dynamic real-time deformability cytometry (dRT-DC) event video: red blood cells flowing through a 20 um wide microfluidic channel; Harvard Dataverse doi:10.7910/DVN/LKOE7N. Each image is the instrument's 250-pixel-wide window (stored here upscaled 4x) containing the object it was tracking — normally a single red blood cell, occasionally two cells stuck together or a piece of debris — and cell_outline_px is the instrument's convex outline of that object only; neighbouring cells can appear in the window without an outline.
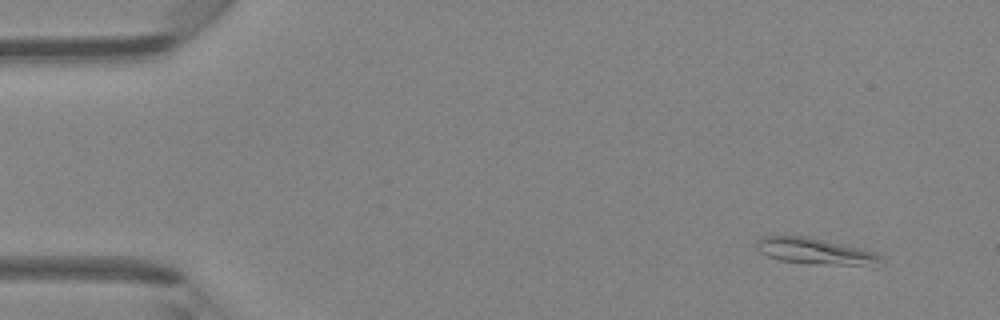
{"species": "Egyptian fruit bat (a non-hibernating species)", "species_latin": "Rousettus aegyptiacus", "temperature_condition": "room temperature", "stored_images_in_passage": 4, "camera_frame_rate_fps": 3000, "um_per_image_px": 0.085, "animal": {"sex": "female"}, "frame": {"image": 1, "passage_image": 1, "time_ms": 0.0, "image_size_px": [1000, 320], "cell_outline_px": [[884, 264], [876, 268], [804, 264], [780, 260], [768, 256], [760, 252], [756, 248], [756, 240], [760, 236], [808, 236], [860, 248], [876, 252], [880, 256]], "centroid_in_image_um": [69.42, 21.41], "position_along_channel_um": 15.6, "area_um2": 20.06}}
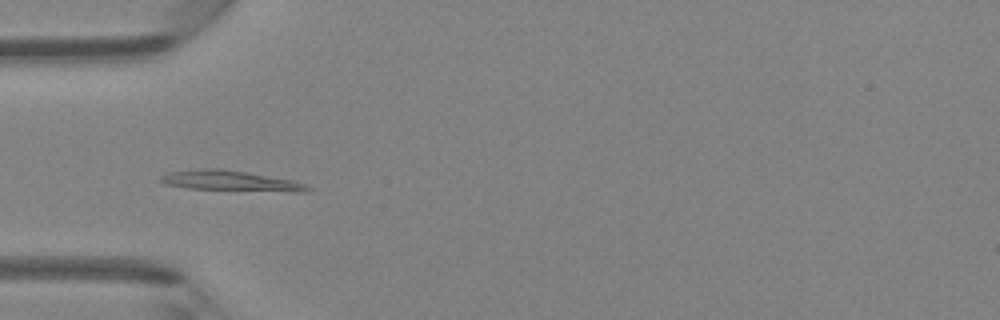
{"frame": {"image": 2, "passage_image": 4, "time_ms": 1.0, "image_size_px": [1000, 320], "cell_outline_px": [[312, 188], [308, 192], [292, 192], [188, 188], [164, 184], [156, 180], [160, 176], [168, 172], [204, 168], [220, 168], [292, 180], [304, 184]], "centroid_in_image_um": [19.55, 15.37], "position_along_channel_um": 65.5, "area_um2": 17.34}}